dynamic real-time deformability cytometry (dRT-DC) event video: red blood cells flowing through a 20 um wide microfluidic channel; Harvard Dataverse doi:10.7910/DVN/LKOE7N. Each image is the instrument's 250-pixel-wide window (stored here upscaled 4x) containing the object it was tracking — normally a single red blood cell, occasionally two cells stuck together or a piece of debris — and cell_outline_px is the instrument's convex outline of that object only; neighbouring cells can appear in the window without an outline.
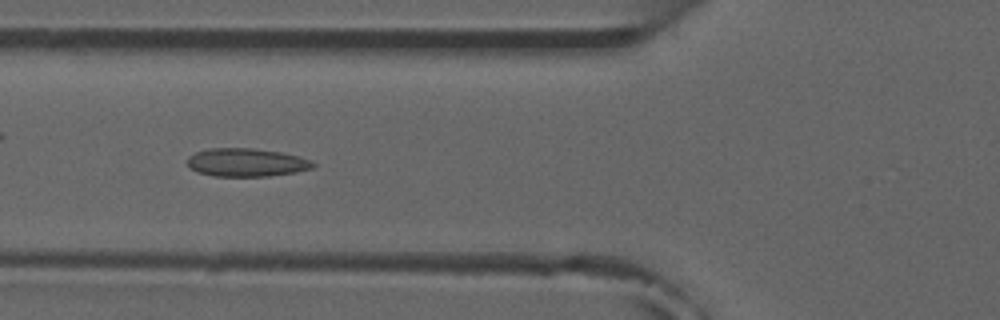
{"species": "common noctule bat (a hibernating species)", "species_latin": "Nyctalus noctula", "temperature_condition": "room temperature", "stored_images_in_passage": 8, "camera_frame_rate_fps": 3000, "um_per_image_px": 0.085, "animal": {"sex": "male", "forearm_length_mm": 52.5}, "frame": {"image": 1, "passage_image": 6, "time_ms": 5.667, "image_size_px": [1000, 320], "cell_outline_px": [[316, 164], [312, 168], [296, 172], [268, 176], [212, 176], [196, 172], [188, 164], [188, 156], [196, 152], [208, 148], [252, 148], [280, 152], [312, 160]], "centroid_in_image_um": [20.93, 13.81], "position_along_channel_um": 104.9, "area_um2": 20.63}}
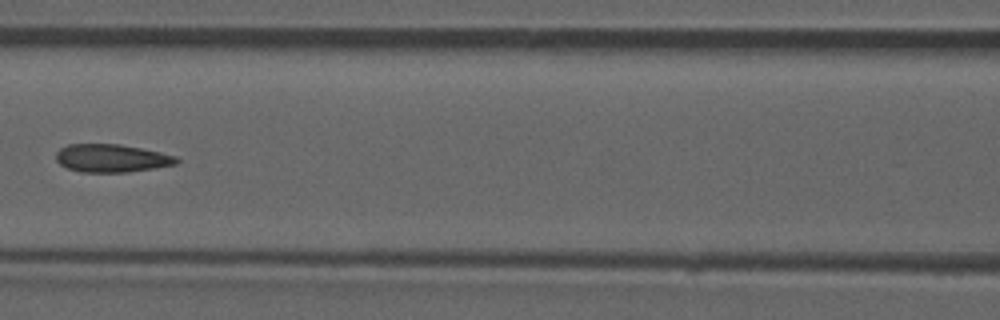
{"frame": {"image": 2, "passage_image": 7, "time_ms": 7.0, "image_size_px": [1000, 320], "cell_outline_px": [[180, 160], [176, 164], [128, 172], [80, 172], [68, 168], [60, 164], [56, 160], [56, 152], [60, 148], [68, 144], [120, 144], [160, 152], [176, 156]], "centroid_in_image_um": [9.46, 13.44], "position_along_channel_um": 157.1, "area_um2": 19.59}}